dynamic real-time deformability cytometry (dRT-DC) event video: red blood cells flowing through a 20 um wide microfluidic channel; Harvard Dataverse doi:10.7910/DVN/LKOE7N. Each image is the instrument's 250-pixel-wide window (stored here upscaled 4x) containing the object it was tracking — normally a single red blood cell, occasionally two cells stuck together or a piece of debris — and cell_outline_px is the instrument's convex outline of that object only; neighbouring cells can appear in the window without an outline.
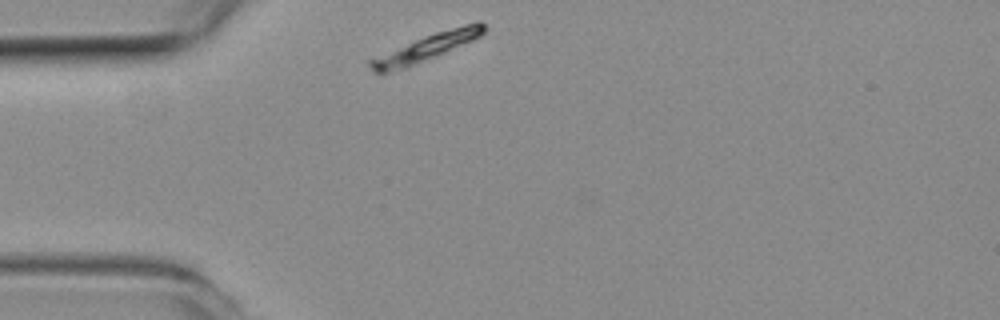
{"species": "common noctule bat (a hibernating species)", "species_latin": "Nyctalus noctula", "temperature_condition": "room temperature", "stored_images_in_passage": 41, "camera_frame_rate_fps": 3000, "um_per_image_px": 0.085, "animal": {"sex": "female", "body_mass_g": 19.3, "forearm_length_mm": 54.1}, "frame": {"image": 1, "passage_image": 1, "time_ms": 0.0, "image_size_px": [1000, 320], "cell_outline_px": [[484, 32], [480, 36], [472, 40], [436, 56], [408, 68], [388, 72], [372, 72], [368, 64], [368, 60], [416, 40], [436, 32], [464, 24], [480, 20], [484, 24]], "centroid_in_image_um": [36.23, 4.06], "position_along_channel_um": 48.8, "area_um2": 17.22}}
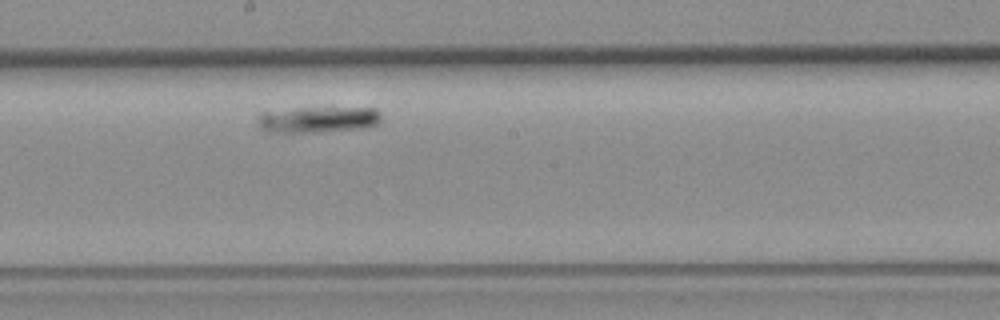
{"frame": {"image": 2, "passage_image": 17, "time_ms": 5.333, "image_size_px": [1000, 320], "cell_outline_px": [[380, 124], [368, 128], [316, 132], [264, 132], [260, 128], [256, 120], [260, 112], [296, 108], [376, 108], [380, 112]], "centroid_in_image_um": [27.02, 10.17], "position_along_channel_um": 221.2, "area_um2": 19.13}}
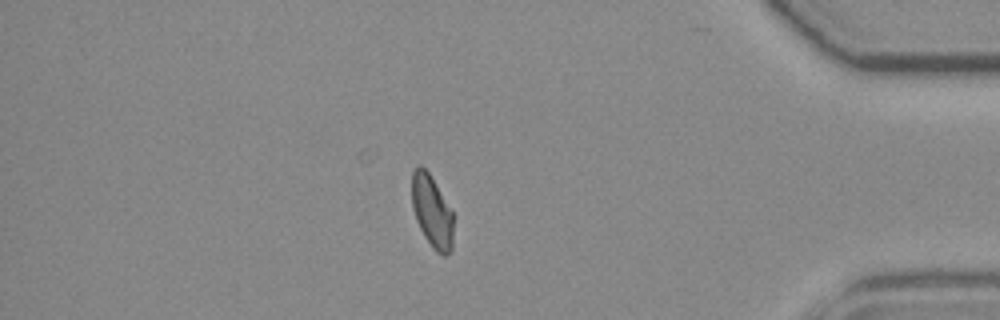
{"frame": {"image": 3, "passage_image": 34, "time_ms": 11.0, "image_size_px": [1000, 320], "cell_outline_px": [[452, 248], [444, 256], [436, 252], [432, 248], [424, 236], [416, 220], [412, 208], [412, 172], [420, 164], [428, 172], [452, 208]], "centroid_in_image_um": [36.71, 17.97], "position_along_channel_um": 398.5, "area_um2": 17.46}}